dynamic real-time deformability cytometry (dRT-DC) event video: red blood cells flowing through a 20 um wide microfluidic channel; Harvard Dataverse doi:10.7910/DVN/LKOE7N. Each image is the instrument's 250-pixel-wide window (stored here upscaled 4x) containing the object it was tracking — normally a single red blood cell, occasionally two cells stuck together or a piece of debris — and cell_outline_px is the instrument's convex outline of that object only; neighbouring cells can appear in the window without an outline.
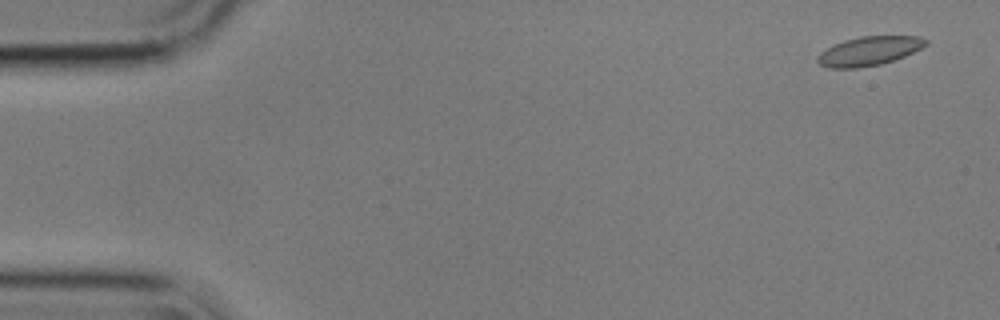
{"species": "common noctule bat (a hibernating species)", "species_latin": "Nyctalus noctula", "temperature_condition": "cold", "stored_images_in_passage": 5, "camera_frame_rate_fps": 3000, "um_per_image_px": 0.085, "animal": {"sex": "male", "body_mass_g": 17.9}, "frame": {"image": 1, "passage_image": 3, "time_ms": 0.667, "image_size_px": [1000, 320], "cell_outline_px": [[928, 44], [904, 56], [880, 64], [856, 68], [828, 68], [820, 64], [816, 60], [816, 56], [820, 52], [832, 44], [844, 40], [860, 36], [920, 36], [928, 40]], "centroid_in_image_um": [73.83, 4.33], "position_along_channel_um": 11.2, "area_um2": 18.32}}